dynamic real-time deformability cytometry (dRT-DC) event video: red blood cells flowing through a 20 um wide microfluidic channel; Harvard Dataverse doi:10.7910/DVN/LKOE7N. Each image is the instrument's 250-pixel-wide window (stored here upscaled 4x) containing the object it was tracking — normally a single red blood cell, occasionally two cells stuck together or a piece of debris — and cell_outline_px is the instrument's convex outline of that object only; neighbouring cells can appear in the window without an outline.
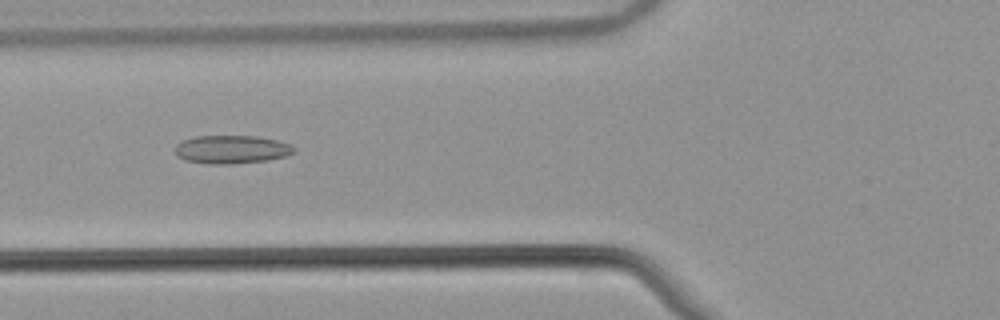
{"species": "common noctule bat (a hibernating species)", "species_latin": "Nyctalus noctula", "temperature_condition": "warm", "stored_images_in_passage": 38, "camera_frame_rate_fps": 3000, "um_per_image_px": 0.085, "animal": {"sex": "male", "body_mass_g": 21.5, "forearm_length_mm": 52.0}, "frame": {"image": 1, "passage_image": 6, "time_ms": 1.667, "image_size_px": [1000, 320], "cell_outline_px": [[296, 152], [288, 156], [268, 160], [232, 164], [208, 164], [184, 160], [176, 156], [176, 144], [184, 140], [196, 136], [256, 136], [276, 140], [292, 144], [296, 148]], "centroid_in_image_um": [19.73, 12.71], "position_along_channel_um": 106.1, "area_um2": 19.83}}
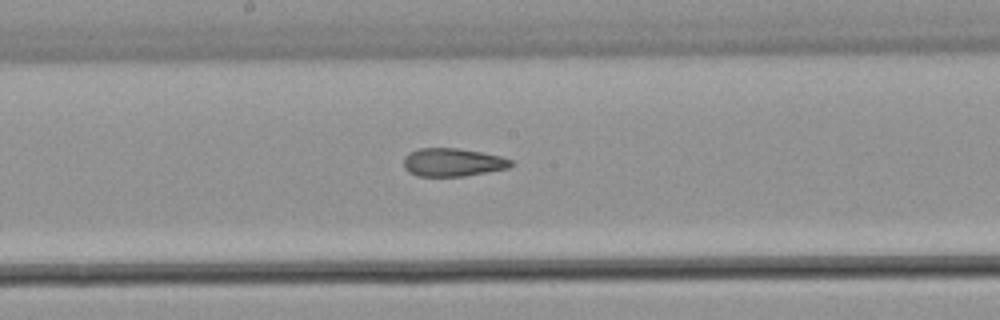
{"frame": {"image": 2, "passage_image": 14, "time_ms": 4.333, "image_size_px": [1000, 320], "cell_outline_px": [[512, 164], [508, 168], [464, 176], [416, 176], [408, 172], [404, 168], [404, 156], [420, 148], [456, 148], [480, 152], [500, 156], [512, 160]], "centroid_in_image_um": [38.45, 13.8], "position_along_channel_um": 209.7, "area_um2": 17.46}}
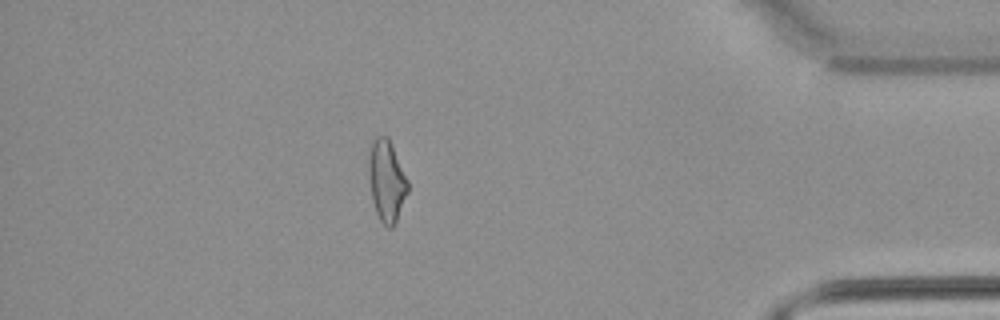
{"frame": {"image": 3, "passage_image": 32, "time_ms": 10.333, "image_size_px": [1000, 320], "cell_outline_px": [[408, 192], [396, 224], [392, 228], [388, 228], [380, 220], [376, 212], [372, 200], [368, 176], [368, 160], [372, 140], [376, 136], [388, 136], [392, 144], [408, 180]], "centroid_in_image_um": [32.86, 15.38], "position_along_channel_um": 402.3, "area_um2": 18.84}, "authors_computed_cell_mechanics": {"area_um2": 18.3804, "velocity_mm_per_s": 3.8768, "shape_relaxation_time_tau1_ms": null, "shape_relaxation_time_tau2_ms": 3.4342, "deformation_change_tau1": null, "deformation_change_tau2": 0.1219}}